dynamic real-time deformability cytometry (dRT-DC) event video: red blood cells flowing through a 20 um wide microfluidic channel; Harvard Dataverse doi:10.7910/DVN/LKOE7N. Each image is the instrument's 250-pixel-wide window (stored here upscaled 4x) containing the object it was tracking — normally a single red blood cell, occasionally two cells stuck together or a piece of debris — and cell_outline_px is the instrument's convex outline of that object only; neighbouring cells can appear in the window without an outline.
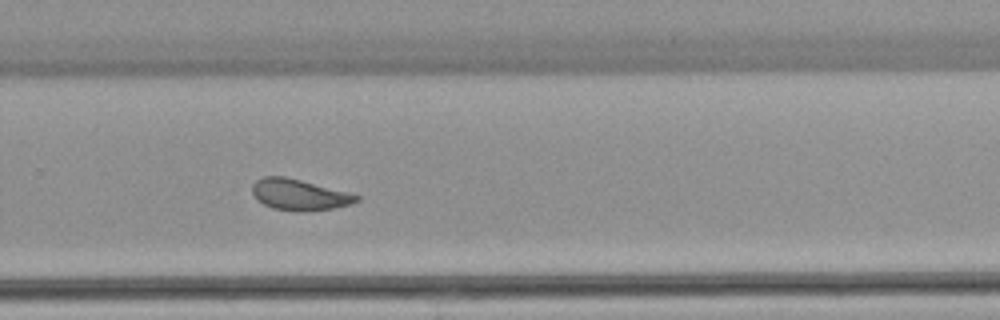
{"species": "common noctule bat (a hibernating species)", "species_latin": "Nyctalus noctula", "temperature_condition": "warm", "stored_images_in_passage": 25, "camera_frame_rate_fps": 3000, "um_per_image_px": 0.085, "animal": {"sex": "female", "body_mass_g": 22.7, "forearm_length_mm": 54.2}, "frame": {"image": 1, "passage_image": 22, "time_ms": 7.0, "image_size_px": [1000, 320], "cell_outline_px": [[360, 200], [352, 204], [332, 208], [304, 212], [300, 212], [272, 208], [256, 200], [252, 192], [252, 184], [256, 180], [264, 176], [284, 176], [348, 192], [360, 196]], "centroid_in_image_um": [25.42, 16.55], "position_along_channel_um": 304.4, "area_um2": 18.9}}